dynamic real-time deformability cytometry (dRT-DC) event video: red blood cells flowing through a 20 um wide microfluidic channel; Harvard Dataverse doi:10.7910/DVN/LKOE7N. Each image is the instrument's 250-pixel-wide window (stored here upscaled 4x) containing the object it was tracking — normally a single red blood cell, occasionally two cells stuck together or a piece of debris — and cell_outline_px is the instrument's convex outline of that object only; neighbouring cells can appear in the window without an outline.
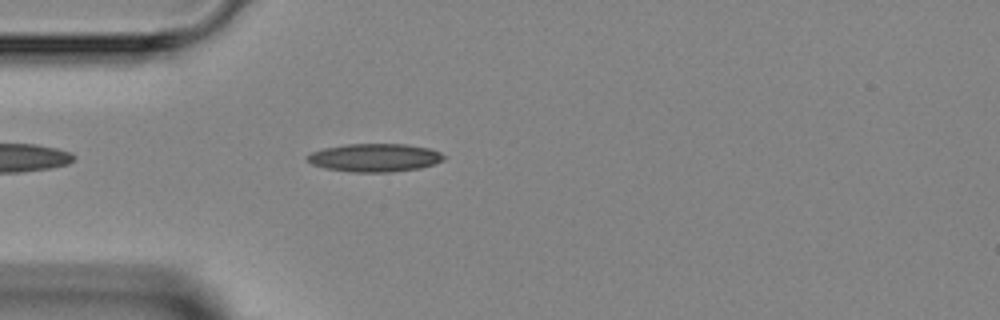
{"species": "Egyptian fruit bat (a non-hibernating species)", "species_latin": "Rousettus aegyptiacus", "temperature_condition": "room temperature", "stored_images_in_passage": 4, "camera_frame_rate_fps": 3000, "um_per_image_px": 0.085, "animal": {"sex": "female"}, "frame": {"image": 1, "passage_image": 4, "time_ms": 3.333, "image_size_px": [1000, 320], "cell_outline_px": [[448, 156], [444, 160], [436, 164], [420, 168], [392, 172], [352, 172], [324, 168], [312, 164], [308, 160], [308, 156], [312, 152], [324, 148], [348, 144], [404, 144], [428, 148], [440, 152]], "centroid_in_image_um": [31.91, 13.41], "position_along_channel_um": 53.1, "area_um2": 22.43}}